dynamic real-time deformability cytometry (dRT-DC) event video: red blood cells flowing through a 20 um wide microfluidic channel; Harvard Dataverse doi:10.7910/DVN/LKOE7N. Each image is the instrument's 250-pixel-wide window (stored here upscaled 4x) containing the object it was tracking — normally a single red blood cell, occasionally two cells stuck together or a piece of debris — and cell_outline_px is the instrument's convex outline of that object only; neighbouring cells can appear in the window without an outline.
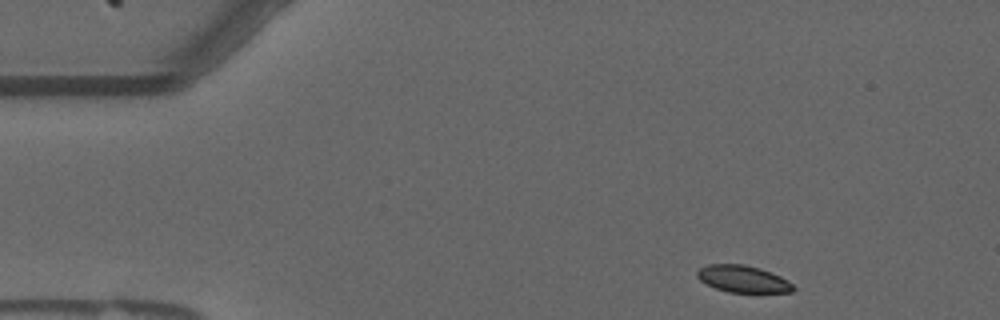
{"species": "common noctule bat (a hibernating species)", "species_latin": "Nyctalus noctula", "temperature_condition": "warm", "stored_images_in_passage": 50, "camera_frame_rate_fps": 3000, "um_per_image_px": 0.085, "animal": {"sex": "male", "forearm_length_mm": 52.5}, "frame": {"image": 1, "passage_image": 1, "time_ms": 0.0, "image_size_px": [1000, 320], "cell_outline_px": [[796, 288], [792, 292], [728, 292], [716, 288], [700, 280], [696, 276], [696, 272], [700, 268], [708, 264], [744, 264], [760, 268], [780, 276], [788, 280]], "centroid_in_image_um": [63.15, 23.7], "position_along_channel_um": 21.8, "area_um2": 15.03}}
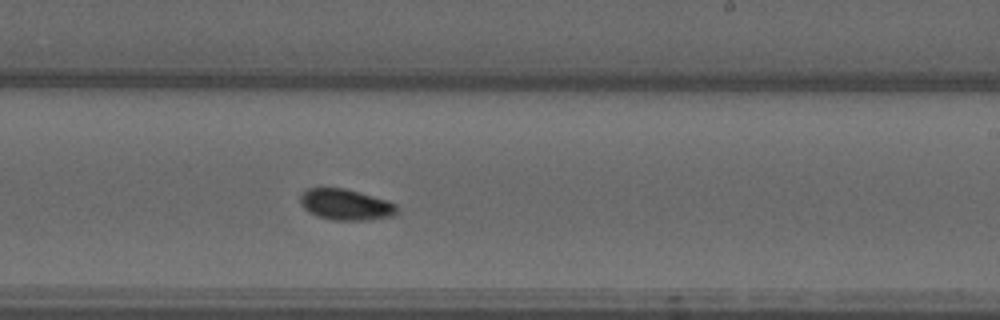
{"frame": {"image": 2, "passage_image": 27, "time_ms": 8.667, "image_size_px": [1000, 320], "cell_outline_px": [[396, 212], [392, 216], [368, 220], [332, 220], [308, 212], [304, 208], [300, 200], [300, 196], [308, 188], [344, 188], [388, 200], [396, 204]], "centroid_in_image_um": [29.39, 17.39], "position_along_channel_um": 259.6, "area_um2": 17.28}}
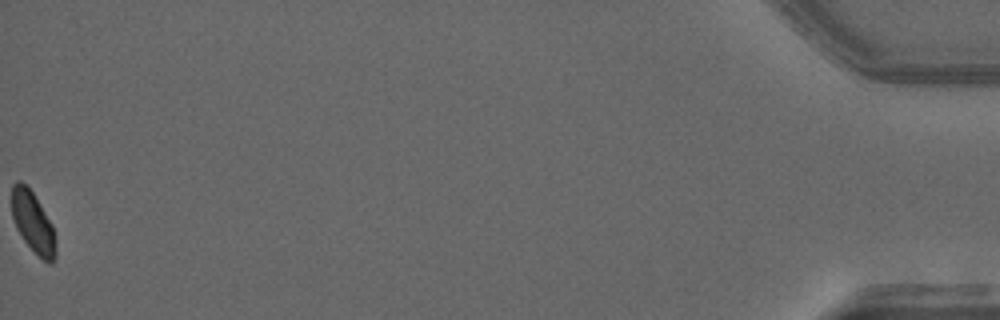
{"frame": {"image": 3, "passage_image": 50, "time_ms": 16.333, "image_size_px": [1000, 320], "cell_outline_px": [[56, 256], [52, 264], [48, 264], [24, 240], [16, 228], [12, 216], [12, 184], [16, 180], [20, 180], [32, 192], [40, 204], [52, 224], [56, 248]], "centroid_in_image_um": [2.8, 18.89], "position_along_channel_um": 432.4, "area_um2": 15.37}, "authors_computed_cell_mechanics": {"area_um2": 16.6464, "velocity_mm_per_s": 3.6505, "shape_relaxation_time_tau1_ms": 5.8848, "shape_relaxation_time_tau2_ms": 4.796, "deformation_change_tau1": 0.1223, "deformation_change_tau2": 0.0662}}